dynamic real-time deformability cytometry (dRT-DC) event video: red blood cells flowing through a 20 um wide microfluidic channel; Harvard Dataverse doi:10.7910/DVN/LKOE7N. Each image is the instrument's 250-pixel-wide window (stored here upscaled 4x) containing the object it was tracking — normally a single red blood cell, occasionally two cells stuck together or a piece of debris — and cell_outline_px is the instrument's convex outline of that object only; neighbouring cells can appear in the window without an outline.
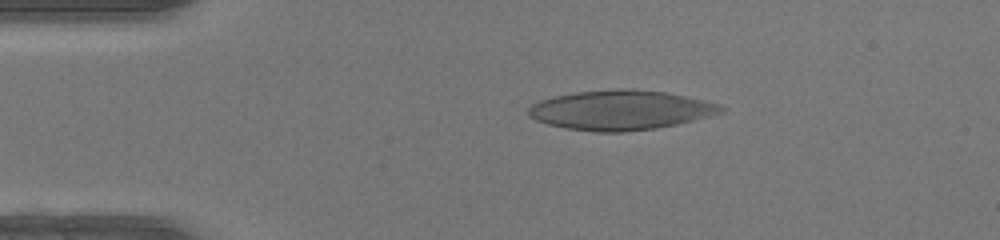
{"species": "human", "species_latin": "Homo sapiens", "temperature_condition": "warm", "stored_images_in_passage": 48, "camera_frame_rate_fps": 3000, "um_per_image_px": 0.085, "donor": {"sex": "female"}, "frame": {"image": 1, "passage_image": 9, "time_ms": 2.667, "image_size_px": [1000, 240], "cell_outline_px": [[728, 108], [724, 112], [676, 124], [656, 128], [624, 132], [596, 132], [568, 128], [548, 124], [536, 120], [528, 116], [528, 108], [532, 104], [540, 100], [552, 96], [576, 92], [616, 88], [632, 88], [664, 92], [704, 100], [720, 104]], "centroid_in_image_um": [52.74, 9.35], "position_along_channel_um": 32.3, "area_um2": 44.56}}
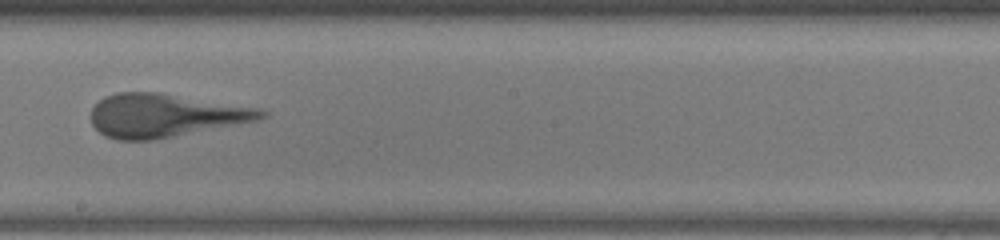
{"frame": {"image": 2, "passage_image": 27, "time_ms": 8.667, "image_size_px": [1000, 240], "cell_outline_px": [[268, 116], [256, 120], [156, 140], [116, 140], [104, 136], [92, 124], [92, 108], [104, 96], [116, 92], [160, 92], [260, 108], [268, 112]], "centroid_in_image_um": [14.01, 9.81], "position_along_channel_um": 234.2, "area_um2": 43.0}}
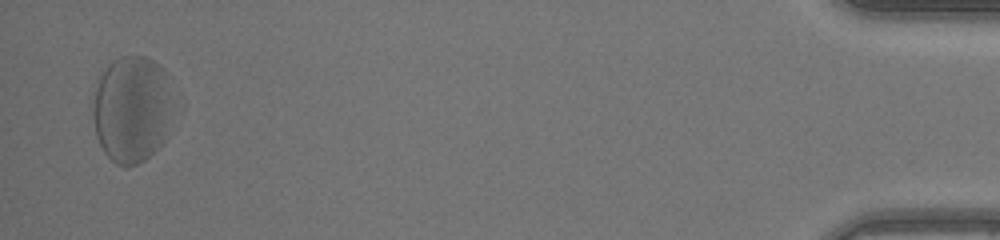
{"frame": {"image": 3, "passage_image": 47, "time_ms": 15.333, "image_size_px": [1000, 240], "cell_outline_px": [[164, 140], [144, 160], [136, 164], [116, 164], [104, 152], [96, 136], [92, 116], [92, 112], [96, 88], [100, 76], [112, 60], [120, 56], [144, 56], [152, 60], [160, 68], [164, 96]], "centroid_in_image_um": [11.01, 9.3], "position_along_channel_um": 424.2, "area_um2": 46.76}, "authors_computed_cell_mechanics": {"area_um2": 44.3904, "velocity_mm_per_s": 4.1876, "shape_relaxation_time_tau1_ms": 2.9327, "shape_relaxation_time_tau2_ms": 0.9824, "deformation_change_tau1": 0.1602, "deformation_change_tau2": 0.1167}}